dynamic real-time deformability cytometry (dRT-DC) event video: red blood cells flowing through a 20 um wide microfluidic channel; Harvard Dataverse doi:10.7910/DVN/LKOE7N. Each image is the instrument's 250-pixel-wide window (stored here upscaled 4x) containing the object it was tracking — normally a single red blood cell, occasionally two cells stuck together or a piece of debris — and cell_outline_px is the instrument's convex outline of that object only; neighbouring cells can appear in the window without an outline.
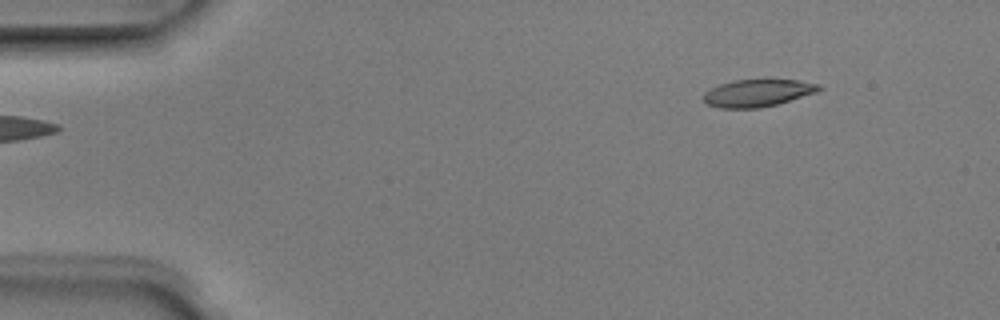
{"species": "Egyptian fruit bat (a non-hibernating species)", "species_latin": "Rousettus aegyptiacus", "temperature_condition": "room temperature", "stored_images_in_passage": 4, "segment_of_instrument_passage": [2, 2], "camera_frame_rate_fps": 3000, "um_per_image_px": 0.085, "animal": {"sex": "male"}, "frame": {"image": 1, "passage_image": 4, "time_ms": 1.0, "image_size_px": [1000, 320], "cell_outline_px": [[824, 88], [816, 92], [776, 104], [760, 108], [720, 108], [708, 104], [704, 100], [704, 92], [720, 84], [736, 80], [796, 80], [820, 84]], "centroid_in_image_um": [64.41, 7.9], "position_along_channel_um": 20.6, "area_um2": 18.09}}